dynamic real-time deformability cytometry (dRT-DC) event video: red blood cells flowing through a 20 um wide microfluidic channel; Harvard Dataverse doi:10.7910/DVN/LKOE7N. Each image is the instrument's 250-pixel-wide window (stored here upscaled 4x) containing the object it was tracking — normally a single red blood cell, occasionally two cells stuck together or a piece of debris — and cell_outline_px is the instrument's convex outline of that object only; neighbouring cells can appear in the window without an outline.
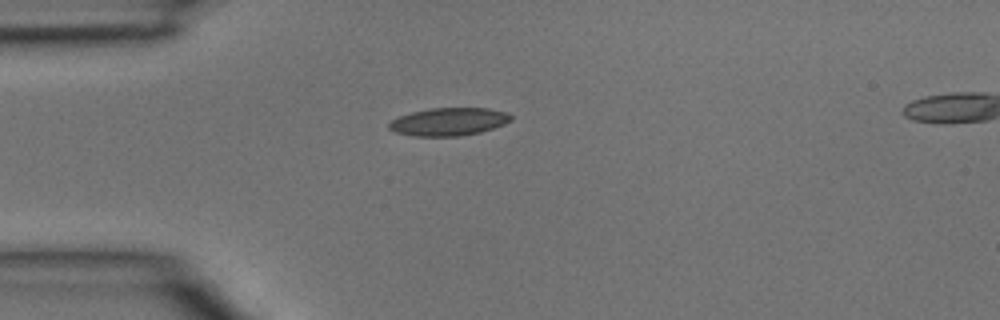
{"species": "common noctule bat (a hibernating species)", "species_latin": "Nyctalus noctula", "temperature_condition": "room temperature", "stored_images_in_passage": 2, "segment_of_instrument_passage": [1, 2], "camera_frame_rate_fps": 3000, "um_per_image_px": 0.085, "animal": {"sex": "male", "body_mass_g": 15.6}, "frame": {"image": 1, "passage_image": 1, "time_ms": 0.0, "image_size_px": [1000, 320], "cell_outline_px": [[512, 120], [504, 124], [480, 132], [460, 136], [412, 136], [396, 132], [388, 128], [388, 124], [392, 120], [400, 116], [412, 112], [432, 108], [488, 108], [508, 112], [512, 116]], "centroid_in_image_um": [38.16, 10.34], "position_along_channel_um": 46.8, "area_um2": 19.77}}